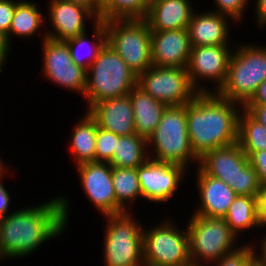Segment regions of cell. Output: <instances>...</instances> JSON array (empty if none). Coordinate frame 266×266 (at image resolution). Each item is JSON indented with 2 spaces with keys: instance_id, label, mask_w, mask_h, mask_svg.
Returning <instances> with one entry per match:
<instances>
[{
  "instance_id": "6da1fadb",
  "label": "cell",
  "mask_w": 266,
  "mask_h": 266,
  "mask_svg": "<svg viewBox=\"0 0 266 266\" xmlns=\"http://www.w3.org/2000/svg\"><path fill=\"white\" fill-rule=\"evenodd\" d=\"M67 198L60 194L38 206L17 208L0 218V259L26 258L43 243L58 238L69 220Z\"/></svg>"
},
{
  "instance_id": "7a4b0ae2",
  "label": "cell",
  "mask_w": 266,
  "mask_h": 266,
  "mask_svg": "<svg viewBox=\"0 0 266 266\" xmlns=\"http://www.w3.org/2000/svg\"><path fill=\"white\" fill-rule=\"evenodd\" d=\"M242 109L216 92H200L186 104L188 137L199 159L208 151L238 142Z\"/></svg>"
},
{
  "instance_id": "3957f363",
  "label": "cell",
  "mask_w": 266,
  "mask_h": 266,
  "mask_svg": "<svg viewBox=\"0 0 266 266\" xmlns=\"http://www.w3.org/2000/svg\"><path fill=\"white\" fill-rule=\"evenodd\" d=\"M138 76L107 43L86 71L84 98L87 109L104 99L129 94L137 85Z\"/></svg>"
},
{
  "instance_id": "277c9868",
  "label": "cell",
  "mask_w": 266,
  "mask_h": 266,
  "mask_svg": "<svg viewBox=\"0 0 266 266\" xmlns=\"http://www.w3.org/2000/svg\"><path fill=\"white\" fill-rule=\"evenodd\" d=\"M266 80V45L237 43L232 52L225 83L216 92L244 106Z\"/></svg>"
},
{
  "instance_id": "5b68a950",
  "label": "cell",
  "mask_w": 266,
  "mask_h": 266,
  "mask_svg": "<svg viewBox=\"0 0 266 266\" xmlns=\"http://www.w3.org/2000/svg\"><path fill=\"white\" fill-rule=\"evenodd\" d=\"M147 144L149 158L155 161L181 165L187 170L190 163L199 164L188 137L186 105L167 106Z\"/></svg>"
},
{
  "instance_id": "8992f818",
  "label": "cell",
  "mask_w": 266,
  "mask_h": 266,
  "mask_svg": "<svg viewBox=\"0 0 266 266\" xmlns=\"http://www.w3.org/2000/svg\"><path fill=\"white\" fill-rule=\"evenodd\" d=\"M125 212L105 215L103 262L104 266H145L143 229L140 219Z\"/></svg>"
},
{
  "instance_id": "52a82bcc",
  "label": "cell",
  "mask_w": 266,
  "mask_h": 266,
  "mask_svg": "<svg viewBox=\"0 0 266 266\" xmlns=\"http://www.w3.org/2000/svg\"><path fill=\"white\" fill-rule=\"evenodd\" d=\"M198 166L228 184L237 195L257 196L261 184L238 142L206 152Z\"/></svg>"
},
{
  "instance_id": "ba28073f",
  "label": "cell",
  "mask_w": 266,
  "mask_h": 266,
  "mask_svg": "<svg viewBox=\"0 0 266 266\" xmlns=\"http://www.w3.org/2000/svg\"><path fill=\"white\" fill-rule=\"evenodd\" d=\"M186 227L192 266H213L225 254L239 248L236 242L238 237L223 218L192 214Z\"/></svg>"
},
{
  "instance_id": "9c48e42d",
  "label": "cell",
  "mask_w": 266,
  "mask_h": 266,
  "mask_svg": "<svg viewBox=\"0 0 266 266\" xmlns=\"http://www.w3.org/2000/svg\"><path fill=\"white\" fill-rule=\"evenodd\" d=\"M107 44L138 76L152 63L151 31L145 19L105 21Z\"/></svg>"
},
{
  "instance_id": "30bf717a",
  "label": "cell",
  "mask_w": 266,
  "mask_h": 266,
  "mask_svg": "<svg viewBox=\"0 0 266 266\" xmlns=\"http://www.w3.org/2000/svg\"><path fill=\"white\" fill-rule=\"evenodd\" d=\"M174 223L166 218L143 229L145 266H192L187 229H180Z\"/></svg>"
},
{
  "instance_id": "8fae6325",
  "label": "cell",
  "mask_w": 266,
  "mask_h": 266,
  "mask_svg": "<svg viewBox=\"0 0 266 266\" xmlns=\"http://www.w3.org/2000/svg\"><path fill=\"white\" fill-rule=\"evenodd\" d=\"M137 86L166 106L186 105L199 93L190 82L187 68L152 65L138 75Z\"/></svg>"
},
{
  "instance_id": "7c38bea8",
  "label": "cell",
  "mask_w": 266,
  "mask_h": 266,
  "mask_svg": "<svg viewBox=\"0 0 266 266\" xmlns=\"http://www.w3.org/2000/svg\"><path fill=\"white\" fill-rule=\"evenodd\" d=\"M234 47L235 43L233 45L191 47L187 71L192 86L199 93L217 92L225 83ZM208 80L211 81L210 83L213 81L214 89L202 84L203 81Z\"/></svg>"
},
{
  "instance_id": "4fadbf2b",
  "label": "cell",
  "mask_w": 266,
  "mask_h": 266,
  "mask_svg": "<svg viewBox=\"0 0 266 266\" xmlns=\"http://www.w3.org/2000/svg\"><path fill=\"white\" fill-rule=\"evenodd\" d=\"M187 172L181 165L149 158L137 167L142 199L159 204L171 200L180 189L181 182L186 179Z\"/></svg>"
},
{
  "instance_id": "5bb4252c",
  "label": "cell",
  "mask_w": 266,
  "mask_h": 266,
  "mask_svg": "<svg viewBox=\"0 0 266 266\" xmlns=\"http://www.w3.org/2000/svg\"><path fill=\"white\" fill-rule=\"evenodd\" d=\"M76 169L84 194L102 216L126 212L117 203L112 184V167L109 163H83L76 166Z\"/></svg>"
},
{
  "instance_id": "9a60e30c",
  "label": "cell",
  "mask_w": 266,
  "mask_h": 266,
  "mask_svg": "<svg viewBox=\"0 0 266 266\" xmlns=\"http://www.w3.org/2000/svg\"><path fill=\"white\" fill-rule=\"evenodd\" d=\"M48 1L47 18L52 26L50 29L52 28L53 31L44 30L41 41L47 37L57 41H66L87 30L85 21L91 20L93 23L98 20L88 9L75 3L66 0Z\"/></svg>"
},
{
  "instance_id": "2e32d148",
  "label": "cell",
  "mask_w": 266,
  "mask_h": 266,
  "mask_svg": "<svg viewBox=\"0 0 266 266\" xmlns=\"http://www.w3.org/2000/svg\"><path fill=\"white\" fill-rule=\"evenodd\" d=\"M151 52L155 66L187 68L191 53L188 29L151 31Z\"/></svg>"
},
{
  "instance_id": "e0dca14e",
  "label": "cell",
  "mask_w": 266,
  "mask_h": 266,
  "mask_svg": "<svg viewBox=\"0 0 266 266\" xmlns=\"http://www.w3.org/2000/svg\"><path fill=\"white\" fill-rule=\"evenodd\" d=\"M199 205L193 214L209 218H224L229 206L238 196L222 180L207 175L199 166L196 172Z\"/></svg>"
},
{
  "instance_id": "ac0fdd59",
  "label": "cell",
  "mask_w": 266,
  "mask_h": 266,
  "mask_svg": "<svg viewBox=\"0 0 266 266\" xmlns=\"http://www.w3.org/2000/svg\"><path fill=\"white\" fill-rule=\"evenodd\" d=\"M87 112L95 119L97 126L104 130L118 136L136 134L133 108L128 94L94 103Z\"/></svg>"
},
{
  "instance_id": "d6986e66",
  "label": "cell",
  "mask_w": 266,
  "mask_h": 266,
  "mask_svg": "<svg viewBox=\"0 0 266 266\" xmlns=\"http://www.w3.org/2000/svg\"><path fill=\"white\" fill-rule=\"evenodd\" d=\"M234 21L227 15L213 11L193 12L189 25L191 47L215 46L230 44V22Z\"/></svg>"
},
{
  "instance_id": "ffe728a7",
  "label": "cell",
  "mask_w": 266,
  "mask_h": 266,
  "mask_svg": "<svg viewBox=\"0 0 266 266\" xmlns=\"http://www.w3.org/2000/svg\"><path fill=\"white\" fill-rule=\"evenodd\" d=\"M194 9L190 0H154L145 20L150 31L188 29Z\"/></svg>"
},
{
  "instance_id": "44dd1931",
  "label": "cell",
  "mask_w": 266,
  "mask_h": 266,
  "mask_svg": "<svg viewBox=\"0 0 266 266\" xmlns=\"http://www.w3.org/2000/svg\"><path fill=\"white\" fill-rule=\"evenodd\" d=\"M128 96L132 103L136 134L148 139L158 126L167 106L145 93L137 85Z\"/></svg>"
},
{
  "instance_id": "7402d4cb",
  "label": "cell",
  "mask_w": 266,
  "mask_h": 266,
  "mask_svg": "<svg viewBox=\"0 0 266 266\" xmlns=\"http://www.w3.org/2000/svg\"><path fill=\"white\" fill-rule=\"evenodd\" d=\"M79 121V122H78ZM73 127L69 151L75 158L76 166L83 163L95 162V146L97 123L95 119L85 111V114Z\"/></svg>"
},
{
  "instance_id": "603a6c76",
  "label": "cell",
  "mask_w": 266,
  "mask_h": 266,
  "mask_svg": "<svg viewBox=\"0 0 266 266\" xmlns=\"http://www.w3.org/2000/svg\"><path fill=\"white\" fill-rule=\"evenodd\" d=\"M92 25L94 26V29H92L93 38L90 39L91 41L88 40L89 36L87 35V31L65 41L69 48L73 62L86 71L96 60L98 54L107 43L105 21L97 20ZM90 44H92V47L90 46ZM85 48L90 49H87V51ZM82 49H85L88 54L85 53L84 56L81 55L83 53ZM80 51H82V53Z\"/></svg>"
},
{
  "instance_id": "cb8c5ba5",
  "label": "cell",
  "mask_w": 266,
  "mask_h": 266,
  "mask_svg": "<svg viewBox=\"0 0 266 266\" xmlns=\"http://www.w3.org/2000/svg\"><path fill=\"white\" fill-rule=\"evenodd\" d=\"M42 13L37 3L19 0L15 8L9 33L6 35L9 44L12 45L11 40L16 36L22 39L33 38L46 21Z\"/></svg>"
},
{
  "instance_id": "d4e9b609",
  "label": "cell",
  "mask_w": 266,
  "mask_h": 266,
  "mask_svg": "<svg viewBox=\"0 0 266 266\" xmlns=\"http://www.w3.org/2000/svg\"><path fill=\"white\" fill-rule=\"evenodd\" d=\"M231 231L238 237L245 230L262 227L258 216L257 196L238 195L223 218Z\"/></svg>"
},
{
  "instance_id": "484cf974",
  "label": "cell",
  "mask_w": 266,
  "mask_h": 266,
  "mask_svg": "<svg viewBox=\"0 0 266 266\" xmlns=\"http://www.w3.org/2000/svg\"><path fill=\"white\" fill-rule=\"evenodd\" d=\"M149 159L147 139L138 134L119 136L113 156L108 162L111 167L137 168Z\"/></svg>"
},
{
  "instance_id": "4316f807",
  "label": "cell",
  "mask_w": 266,
  "mask_h": 266,
  "mask_svg": "<svg viewBox=\"0 0 266 266\" xmlns=\"http://www.w3.org/2000/svg\"><path fill=\"white\" fill-rule=\"evenodd\" d=\"M112 184L117 203L130 212V206L142 197L137 168L112 167Z\"/></svg>"
},
{
  "instance_id": "83f0119b",
  "label": "cell",
  "mask_w": 266,
  "mask_h": 266,
  "mask_svg": "<svg viewBox=\"0 0 266 266\" xmlns=\"http://www.w3.org/2000/svg\"><path fill=\"white\" fill-rule=\"evenodd\" d=\"M238 143L247 157L254 152L266 150V127L245 109L239 115Z\"/></svg>"
},
{
  "instance_id": "f1b7e54d",
  "label": "cell",
  "mask_w": 266,
  "mask_h": 266,
  "mask_svg": "<svg viewBox=\"0 0 266 266\" xmlns=\"http://www.w3.org/2000/svg\"><path fill=\"white\" fill-rule=\"evenodd\" d=\"M148 9L146 0H108L102 6L100 20L145 19Z\"/></svg>"
},
{
  "instance_id": "f546056e",
  "label": "cell",
  "mask_w": 266,
  "mask_h": 266,
  "mask_svg": "<svg viewBox=\"0 0 266 266\" xmlns=\"http://www.w3.org/2000/svg\"><path fill=\"white\" fill-rule=\"evenodd\" d=\"M42 72L46 80H50L51 83L53 82V84L62 87V89H68L67 91L77 92L84 98L86 70L74 62L72 63V68L42 69Z\"/></svg>"
},
{
  "instance_id": "4dcf8cb0",
  "label": "cell",
  "mask_w": 266,
  "mask_h": 266,
  "mask_svg": "<svg viewBox=\"0 0 266 266\" xmlns=\"http://www.w3.org/2000/svg\"><path fill=\"white\" fill-rule=\"evenodd\" d=\"M41 43L43 57L41 69L72 68L73 60L65 41H57L47 37Z\"/></svg>"
},
{
  "instance_id": "1f68e13d",
  "label": "cell",
  "mask_w": 266,
  "mask_h": 266,
  "mask_svg": "<svg viewBox=\"0 0 266 266\" xmlns=\"http://www.w3.org/2000/svg\"><path fill=\"white\" fill-rule=\"evenodd\" d=\"M119 136L113 132L97 128L95 162L108 163L113 156Z\"/></svg>"
},
{
  "instance_id": "d6a6232c",
  "label": "cell",
  "mask_w": 266,
  "mask_h": 266,
  "mask_svg": "<svg viewBox=\"0 0 266 266\" xmlns=\"http://www.w3.org/2000/svg\"><path fill=\"white\" fill-rule=\"evenodd\" d=\"M247 243L239 246L237 250L225 254L213 265L215 266H246L248 261L256 254V242Z\"/></svg>"
},
{
  "instance_id": "836d02e7",
  "label": "cell",
  "mask_w": 266,
  "mask_h": 266,
  "mask_svg": "<svg viewBox=\"0 0 266 266\" xmlns=\"http://www.w3.org/2000/svg\"><path fill=\"white\" fill-rule=\"evenodd\" d=\"M213 2L216 6L215 12L229 16L234 23H241L249 0H214Z\"/></svg>"
},
{
  "instance_id": "e575fe53",
  "label": "cell",
  "mask_w": 266,
  "mask_h": 266,
  "mask_svg": "<svg viewBox=\"0 0 266 266\" xmlns=\"http://www.w3.org/2000/svg\"><path fill=\"white\" fill-rule=\"evenodd\" d=\"M19 0H0V31L9 33L15 8Z\"/></svg>"
},
{
  "instance_id": "d590c367",
  "label": "cell",
  "mask_w": 266,
  "mask_h": 266,
  "mask_svg": "<svg viewBox=\"0 0 266 266\" xmlns=\"http://www.w3.org/2000/svg\"><path fill=\"white\" fill-rule=\"evenodd\" d=\"M261 185L266 184V150L254 152L248 157Z\"/></svg>"
},
{
  "instance_id": "8d00e7d4",
  "label": "cell",
  "mask_w": 266,
  "mask_h": 266,
  "mask_svg": "<svg viewBox=\"0 0 266 266\" xmlns=\"http://www.w3.org/2000/svg\"><path fill=\"white\" fill-rule=\"evenodd\" d=\"M258 216L262 224L261 228L266 227V184L261 185L257 195Z\"/></svg>"
},
{
  "instance_id": "74e56055",
  "label": "cell",
  "mask_w": 266,
  "mask_h": 266,
  "mask_svg": "<svg viewBox=\"0 0 266 266\" xmlns=\"http://www.w3.org/2000/svg\"><path fill=\"white\" fill-rule=\"evenodd\" d=\"M3 179H0V218L5 217L10 210L11 195L5 188Z\"/></svg>"
},
{
  "instance_id": "f35d334b",
  "label": "cell",
  "mask_w": 266,
  "mask_h": 266,
  "mask_svg": "<svg viewBox=\"0 0 266 266\" xmlns=\"http://www.w3.org/2000/svg\"><path fill=\"white\" fill-rule=\"evenodd\" d=\"M243 109L266 127V105H244Z\"/></svg>"
},
{
  "instance_id": "ab89813d",
  "label": "cell",
  "mask_w": 266,
  "mask_h": 266,
  "mask_svg": "<svg viewBox=\"0 0 266 266\" xmlns=\"http://www.w3.org/2000/svg\"><path fill=\"white\" fill-rule=\"evenodd\" d=\"M88 9L98 20H100L102 5L97 0H66Z\"/></svg>"
},
{
  "instance_id": "60d3db41",
  "label": "cell",
  "mask_w": 266,
  "mask_h": 266,
  "mask_svg": "<svg viewBox=\"0 0 266 266\" xmlns=\"http://www.w3.org/2000/svg\"><path fill=\"white\" fill-rule=\"evenodd\" d=\"M254 3L255 8H254V15L257 23V27L259 26L261 29L262 27L266 28V0H255Z\"/></svg>"
},
{
  "instance_id": "b9f144b4",
  "label": "cell",
  "mask_w": 266,
  "mask_h": 266,
  "mask_svg": "<svg viewBox=\"0 0 266 266\" xmlns=\"http://www.w3.org/2000/svg\"><path fill=\"white\" fill-rule=\"evenodd\" d=\"M12 47L8 42L7 36L0 31V74L3 72V67L6 65Z\"/></svg>"
},
{
  "instance_id": "7bdbcfd3",
  "label": "cell",
  "mask_w": 266,
  "mask_h": 266,
  "mask_svg": "<svg viewBox=\"0 0 266 266\" xmlns=\"http://www.w3.org/2000/svg\"><path fill=\"white\" fill-rule=\"evenodd\" d=\"M245 105H266V80L257 87L253 96Z\"/></svg>"
},
{
  "instance_id": "ee69618b",
  "label": "cell",
  "mask_w": 266,
  "mask_h": 266,
  "mask_svg": "<svg viewBox=\"0 0 266 266\" xmlns=\"http://www.w3.org/2000/svg\"><path fill=\"white\" fill-rule=\"evenodd\" d=\"M262 237H263V239L261 240L262 242L260 244L261 245V247L259 249L260 251L257 250L258 252H255V253L260 259H262L266 263V235L262 236Z\"/></svg>"
},
{
  "instance_id": "f6af8a7d",
  "label": "cell",
  "mask_w": 266,
  "mask_h": 266,
  "mask_svg": "<svg viewBox=\"0 0 266 266\" xmlns=\"http://www.w3.org/2000/svg\"><path fill=\"white\" fill-rule=\"evenodd\" d=\"M246 266H266V263L255 254Z\"/></svg>"
},
{
  "instance_id": "bcb514c9",
  "label": "cell",
  "mask_w": 266,
  "mask_h": 266,
  "mask_svg": "<svg viewBox=\"0 0 266 266\" xmlns=\"http://www.w3.org/2000/svg\"><path fill=\"white\" fill-rule=\"evenodd\" d=\"M3 158L0 156V179H3L4 176L9 175L8 172H10V168H8L7 164L3 163ZM6 169V170H5Z\"/></svg>"
},
{
  "instance_id": "7dc6e473",
  "label": "cell",
  "mask_w": 266,
  "mask_h": 266,
  "mask_svg": "<svg viewBox=\"0 0 266 266\" xmlns=\"http://www.w3.org/2000/svg\"><path fill=\"white\" fill-rule=\"evenodd\" d=\"M102 6L108 1V0H97Z\"/></svg>"
},
{
  "instance_id": "c3c4849f",
  "label": "cell",
  "mask_w": 266,
  "mask_h": 266,
  "mask_svg": "<svg viewBox=\"0 0 266 266\" xmlns=\"http://www.w3.org/2000/svg\"><path fill=\"white\" fill-rule=\"evenodd\" d=\"M149 4L151 3V2H153L154 0H146Z\"/></svg>"
}]
</instances>
